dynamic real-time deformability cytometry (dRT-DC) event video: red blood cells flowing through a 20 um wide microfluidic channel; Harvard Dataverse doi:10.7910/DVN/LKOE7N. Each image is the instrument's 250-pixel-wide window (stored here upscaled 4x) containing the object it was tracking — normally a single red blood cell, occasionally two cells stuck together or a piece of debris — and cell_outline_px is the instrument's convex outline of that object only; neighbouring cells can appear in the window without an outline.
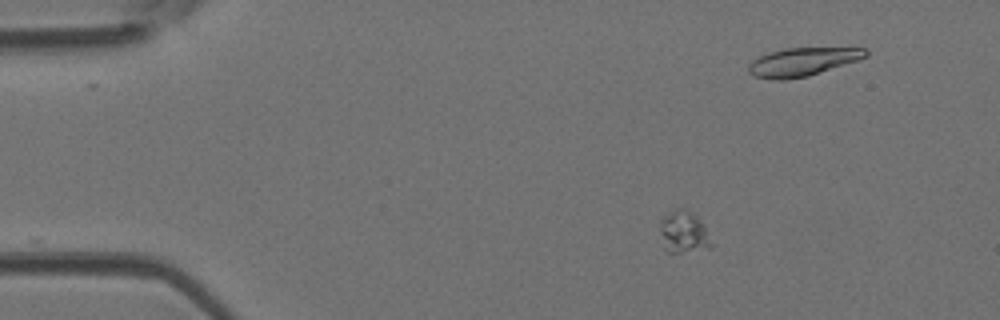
{"species": "Egyptian fruit bat (a non-hibernating species)", "species_latin": "Rousettus aegyptiacus", "temperature_condition": "room temperature", "stored_images_in_passage": 12, "camera_frame_rate_fps": 3000, "um_per_image_px": 0.085, "animal": {"sex": "female"}, "frame": {"image": 1, "passage_image": 2, "time_ms": 0.333, "image_size_px": [1000, 320], "cell_outline_px": [[716, 244], [708, 248], [680, 252], [664, 252], [660, 232], [660, 220], [664, 216], [676, 208], [684, 208], [692, 212], [700, 220]], "centroid_in_image_um": [58.12, 19.73], "position_along_channel_um": 26.9, "area_um2": 12.77}}
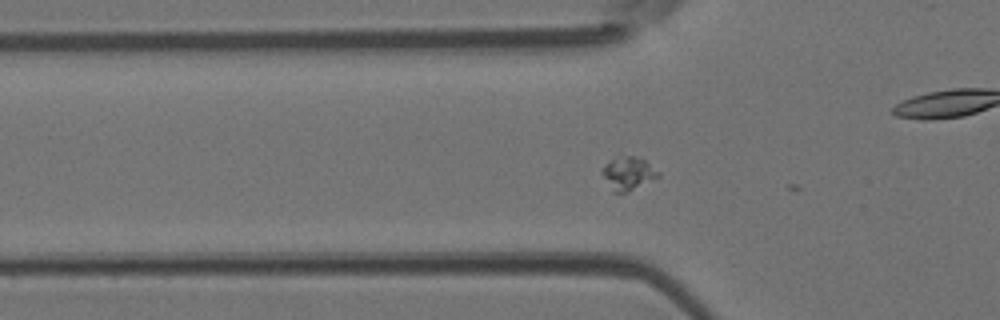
{"frame": {"image": 2, "passage_image": 10, "time_ms": 3.0, "image_size_px": [1000, 320], "cell_outline_px": [[660, 176], [628, 192], [612, 192], [600, 172], [604, 164], [612, 156], [620, 152], [644, 160], [660, 172]], "centroid_in_image_um": [53.33, 14.68], "position_along_channel_um": 72.5, "area_um2": 11.27}}